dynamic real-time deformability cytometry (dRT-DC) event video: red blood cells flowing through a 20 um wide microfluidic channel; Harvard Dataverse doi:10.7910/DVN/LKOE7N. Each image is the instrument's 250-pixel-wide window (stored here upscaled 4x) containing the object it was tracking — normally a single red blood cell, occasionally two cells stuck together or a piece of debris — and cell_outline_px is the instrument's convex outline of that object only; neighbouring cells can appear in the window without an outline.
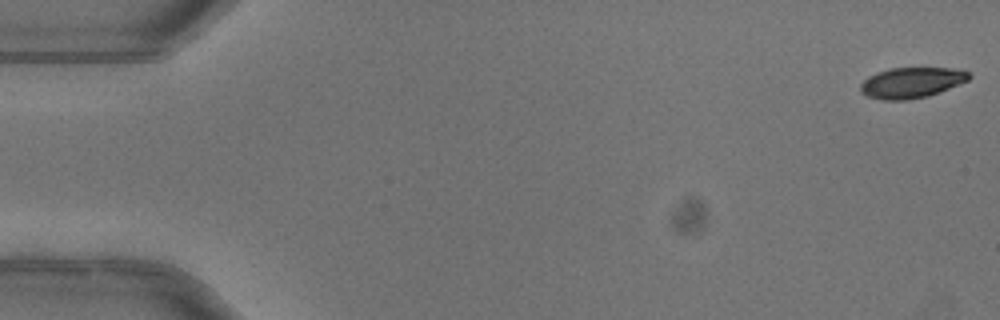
{"species": "common noctule bat (a hibernating species)", "species_latin": "Nyctalus noctula", "temperature_condition": "warm", "stored_images_in_passage": 52, "camera_frame_rate_fps": 3000, "um_per_image_px": 0.085, "animal": {"sex": "female"}, "frame": {"image": 1, "passage_image": 1, "time_ms": 0.0, "image_size_px": [1000, 320], "cell_outline_px": [[972, 76], [968, 80], [928, 96], [908, 100], [884, 100], [868, 96], [860, 92], [860, 84], [868, 76], [876, 72], [888, 68], [948, 68], [968, 72]], "centroid_in_image_um": [77.42, 7.02], "position_along_channel_um": 7.6, "area_um2": 19.25}}
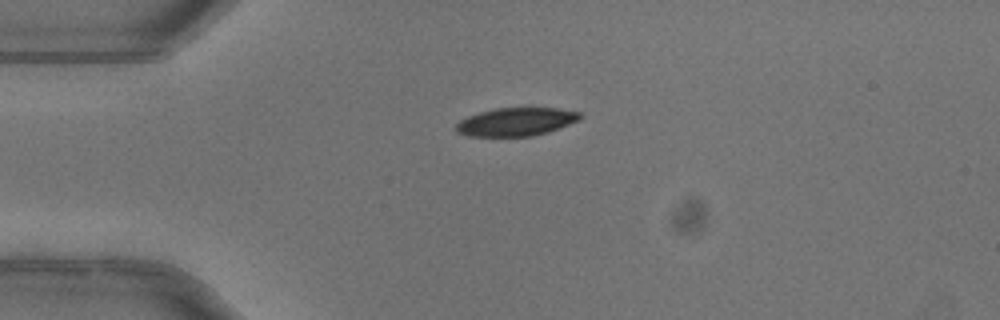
{"frame": {"image": 2, "passage_image": 13, "time_ms": 4.0, "image_size_px": [1000, 320], "cell_outline_px": [[584, 116], [580, 120], [548, 132], [532, 136], [468, 136], [456, 132], [456, 124], [460, 120], [468, 116], [480, 112], [496, 108], [560, 108], [580, 112]], "centroid_in_image_um": [43.9, 10.35], "position_along_channel_um": 41.1, "area_um2": 20.46}}
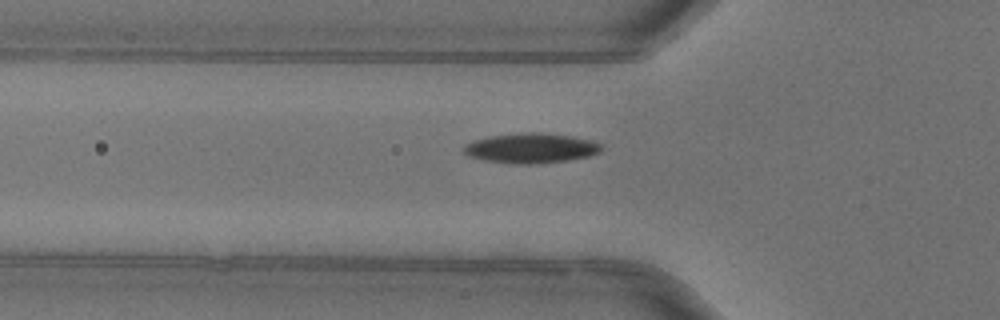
{"frame": {"image": 3, "passage_image": 18, "time_ms": 5.667, "image_size_px": [1000, 320], "cell_outline_px": [[600, 152], [588, 156], [564, 160], [536, 164], [520, 164], [484, 160], [468, 156], [464, 152], [464, 144], [472, 140], [488, 136], [520, 132], [540, 132], [572, 136], [592, 140], [600, 144]], "centroid_in_image_um": [45.08, 12.57], "position_along_channel_um": 80.7, "area_um2": 23.99}, "authors_computed_cell_mechanics": {"area_um2": 22.1085, "velocity_mm_per_s": 4.0144, "shape_relaxation_time_tau1_ms": 3.9687, "shape_relaxation_time_tau2_ms": 4.1534, "deformation_change_tau1": 0.1428, "deformation_change_tau2": 0.0791}}